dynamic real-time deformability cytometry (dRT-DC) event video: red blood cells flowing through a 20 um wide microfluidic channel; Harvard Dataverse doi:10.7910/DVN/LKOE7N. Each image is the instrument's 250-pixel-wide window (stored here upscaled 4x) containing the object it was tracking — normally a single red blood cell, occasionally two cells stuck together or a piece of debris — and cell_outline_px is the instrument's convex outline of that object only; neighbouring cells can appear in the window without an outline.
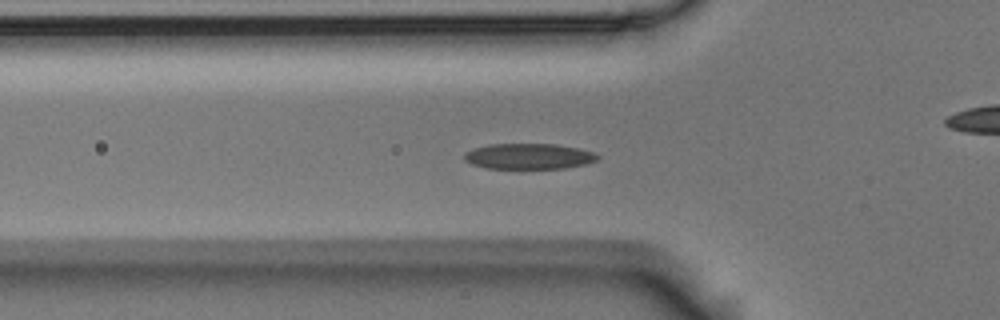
{"species": "Egyptian fruit bat (a non-hibernating species)", "species_latin": "Rousettus aegyptiacus", "temperature_condition": "room temperature", "stored_images_in_passage": 39, "camera_frame_rate_fps": 3000, "um_per_image_px": 0.085, "animal": {"sex": "male"}, "frame": {"image": 1, "passage_image": 2, "time_ms": 0.333, "image_size_px": [1000, 320], "cell_outline_px": [[600, 156], [596, 160], [584, 164], [564, 168], [484, 168], [472, 164], [464, 160], [464, 152], [472, 148], [488, 144], [556, 144], [576, 148], [592, 152]], "centroid_in_image_um": [44.88, 13.28], "position_along_channel_um": 80.9, "area_um2": 19.83}}
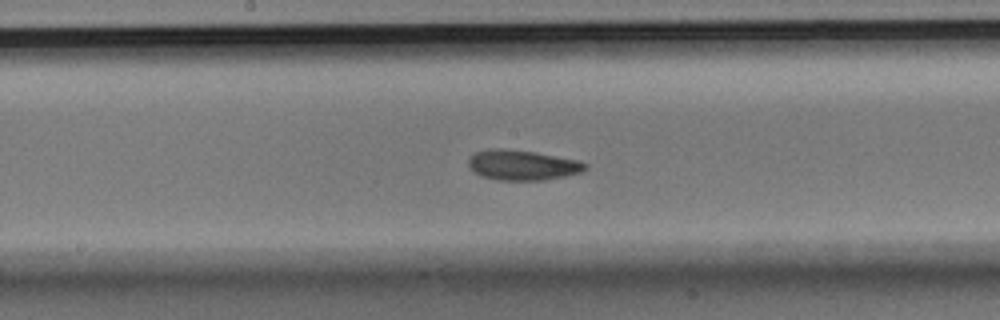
{"frame": {"image": 2, "passage_image": 12, "time_ms": 3.667, "image_size_px": [1000, 320], "cell_outline_px": [[588, 168], [580, 172], [564, 176], [544, 180], [500, 180], [484, 176], [468, 168], [468, 160], [476, 152], [492, 148], [504, 148], [536, 152], [576, 160], [588, 164]], "centroid_in_image_um": [44.4, 14.02], "position_along_channel_um": 203.8, "area_um2": 20.35}}
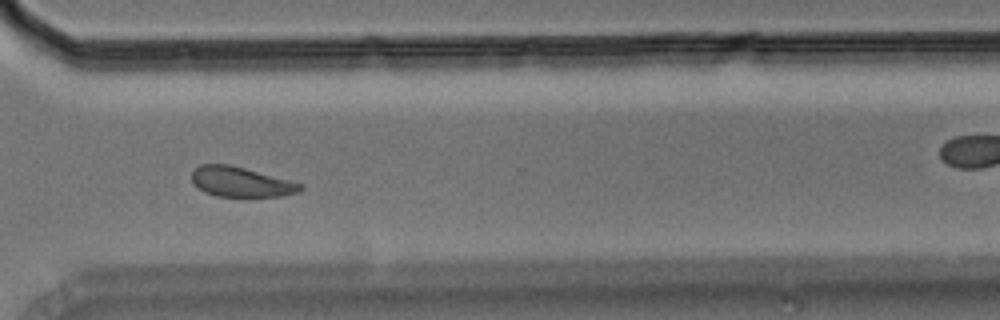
{"frame": {"image": 3, "passage_image": 24, "time_ms": 7.667, "image_size_px": [1000, 320], "cell_outline_px": [[304, 188], [300, 192], [280, 196], [216, 196], [204, 192], [192, 184], [192, 172], [200, 164], [228, 164], [244, 168], [304, 184]], "centroid_in_image_um": [20.47, 15.47], "position_along_channel_um": 350.1, "area_um2": 18.9}, "authors_computed_cell_mechanics": {"area_um2": 19.8254, "velocity_mm_per_s": 3.6641, "shape_relaxation_time_tau1_ms": 4.3182, "shape_relaxation_time_tau2_ms": 6.4388, "deformation_change_tau1": 0.12, "deformation_change_tau2": 0.1227}}